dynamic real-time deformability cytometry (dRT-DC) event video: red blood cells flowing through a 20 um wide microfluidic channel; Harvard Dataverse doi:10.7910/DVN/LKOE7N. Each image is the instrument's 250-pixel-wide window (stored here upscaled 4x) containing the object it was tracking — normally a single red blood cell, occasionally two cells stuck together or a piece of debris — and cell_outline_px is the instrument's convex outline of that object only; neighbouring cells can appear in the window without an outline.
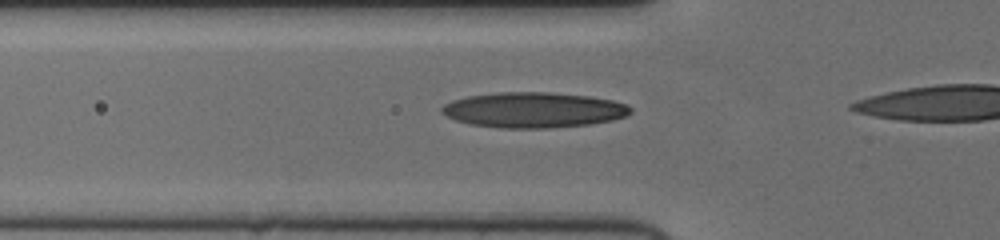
{"species": "human", "species_latin": "Homo sapiens", "temperature_condition": "cold", "stored_images_in_passage": 19, "camera_frame_rate_fps": 3000, "um_per_image_px": 0.085, "donor": {"sex": "female"}, "frame": {"image": 1, "passage_image": 14, "time_ms": 4.333, "image_size_px": [1000, 240], "cell_outline_px": [[632, 112], [628, 116], [612, 120], [588, 124], [548, 128], [504, 128], [472, 124], [456, 120], [440, 112], [440, 108], [444, 104], [452, 100], [468, 96], [500, 92], [548, 92], [588, 96], [612, 100], [628, 104], [632, 108]], "centroid_in_image_um": [45.37, 9.34], "position_along_channel_um": 80.4, "area_um2": 38.9}}
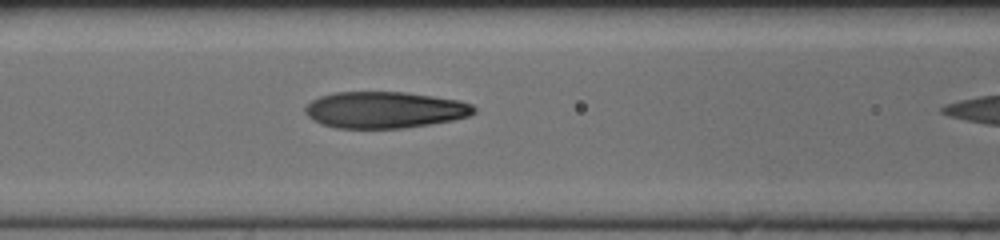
{"frame": {"image": 2, "passage_image": 18, "time_ms": 5.667, "image_size_px": [1000, 240], "cell_outline_px": [[476, 112], [468, 116], [452, 120], [404, 128], [336, 128], [320, 124], [312, 120], [304, 112], [304, 108], [312, 100], [320, 96], [336, 92], [404, 92], [460, 100], [472, 104], [476, 108]], "centroid_in_image_um": [32.68, 9.34], "position_along_channel_um": 133.9, "area_um2": 35.95}}